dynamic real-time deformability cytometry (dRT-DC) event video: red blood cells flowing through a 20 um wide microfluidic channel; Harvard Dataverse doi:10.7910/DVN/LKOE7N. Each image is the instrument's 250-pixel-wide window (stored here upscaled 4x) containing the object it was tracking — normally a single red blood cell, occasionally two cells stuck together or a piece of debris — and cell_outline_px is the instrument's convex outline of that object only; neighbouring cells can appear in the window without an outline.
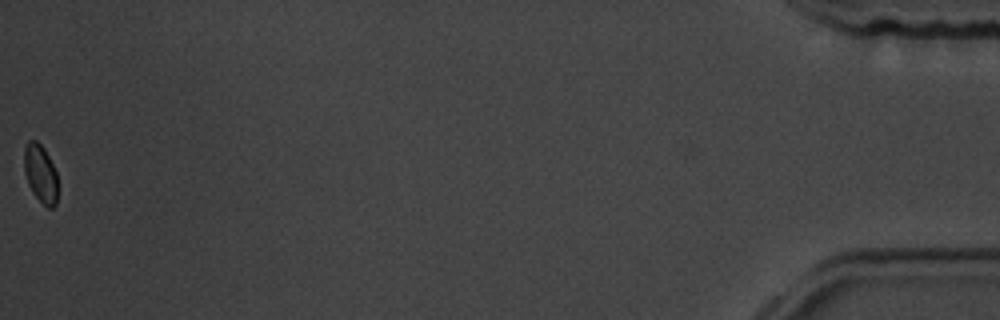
{"species": "common noctule bat (a hibernating species)", "species_latin": "Nyctalus noctula", "temperature_condition": "room temperature", "stored_images_in_passage": 42, "camera_frame_rate_fps": 3000, "um_per_image_px": 0.085, "animal": {"sex": "male", "body_mass_g": 19.5, "forearm_length_mm": 54.6}, "frame": {"image": 1, "passage_image": 42, "time_ms": 13.667, "image_size_px": [1000, 320], "cell_outline_px": [[56, 204], [52, 208], [48, 208], [32, 192], [28, 184], [24, 172], [24, 148], [28, 140], [36, 140], [44, 148], [56, 172]], "centroid_in_image_um": [3.41, 14.73], "position_along_channel_um": 431.8, "area_um2": 11.21}, "authors_computed_cell_mechanics": {"area_um2": 12.7449, "velocity_mm_per_s": 3.5465, "shape_relaxation_time_tau1_ms": null, "shape_relaxation_time_tau2_ms": 10.6148, "deformation_change_tau1": null, "deformation_change_tau2": 0.0734}}